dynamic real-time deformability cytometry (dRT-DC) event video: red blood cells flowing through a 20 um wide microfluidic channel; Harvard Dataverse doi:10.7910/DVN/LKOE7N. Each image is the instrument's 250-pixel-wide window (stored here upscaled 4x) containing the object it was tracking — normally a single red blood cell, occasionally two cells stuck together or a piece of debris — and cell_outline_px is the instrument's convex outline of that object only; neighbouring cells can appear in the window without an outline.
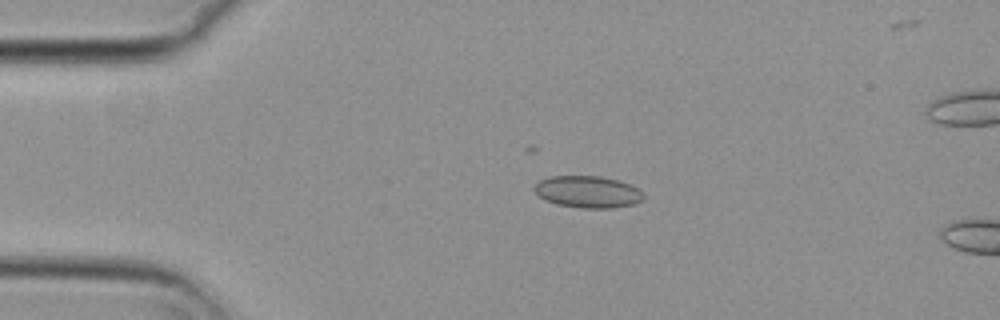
{"species": "common noctule bat (a hibernating species)", "species_latin": "Nyctalus noctula", "temperature_condition": "cold", "stored_images_in_passage": 5, "camera_frame_rate_fps": 3000, "um_per_image_px": 0.085, "animal": {"sex": "female", "body_mass_g": 29.2, "forearm_length_mm": 56.3}, "frame": {"image": 1, "passage_image": 1, "time_ms": 0.0, "image_size_px": [1000, 320], "cell_outline_px": [[644, 200], [632, 204], [612, 208], [580, 208], [556, 204], [544, 200], [532, 188], [540, 180], [552, 176], [600, 176], [620, 180], [644, 192]], "centroid_in_image_um": [49.97, 16.31], "position_along_channel_um": 35.0, "area_um2": 20.35}}